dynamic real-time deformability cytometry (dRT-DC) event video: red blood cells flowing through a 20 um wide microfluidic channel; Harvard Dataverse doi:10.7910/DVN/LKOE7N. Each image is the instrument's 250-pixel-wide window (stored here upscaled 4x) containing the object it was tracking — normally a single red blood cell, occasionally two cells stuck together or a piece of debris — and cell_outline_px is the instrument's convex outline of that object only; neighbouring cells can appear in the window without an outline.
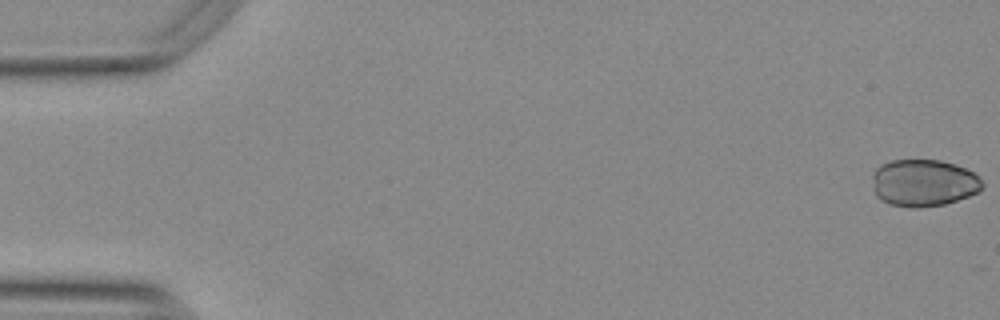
{"species": "Egyptian fruit bat (a non-hibernating species)", "species_latin": "Rousettus aegyptiacus", "temperature_condition": "warm", "stored_images_in_passage": 10, "camera_frame_rate_fps": 3000, "um_per_image_px": 0.085, "animal": {"sex": "female"}, "frame": {"image": 1, "passage_image": 1, "time_ms": 0.0, "image_size_px": [1000, 320], "cell_outline_px": [[984, 188], [968, 196], [944, 204], [916, 208], [912, 208], [888, 204], [880, 200], [876, 196], [872, 176], [872, 172], [880, 164], [892, 160], [940, 160], [956, 164], [972, 172], [984, 184]], "centroid_in_image_um": [78.47, 15.54], "position_along_channel_um": 6.5, "area_um2": 30.23}}